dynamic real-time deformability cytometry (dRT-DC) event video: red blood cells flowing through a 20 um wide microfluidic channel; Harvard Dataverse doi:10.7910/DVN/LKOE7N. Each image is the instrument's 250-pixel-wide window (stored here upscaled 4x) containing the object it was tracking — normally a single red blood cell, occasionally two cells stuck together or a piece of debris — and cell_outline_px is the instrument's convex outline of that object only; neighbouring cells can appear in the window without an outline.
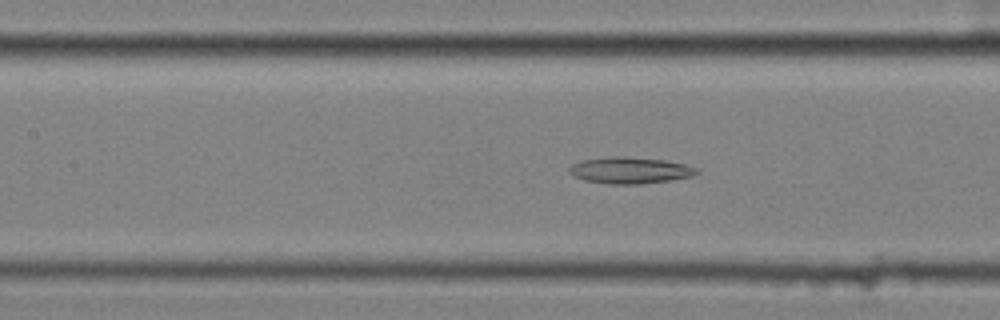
{"species": "common noctule bat (a hibernating species)", "species_latin": "Nyctalus noctula", "temperature_condition": "cold", "stored_images_in_passage": 57, "camera_frame_rate_fps": 3000, "um_per_image_px": 0.085, "animal": {"sex": "female", "body_mass_g": 25.1}, "frame": {"image": 1, "passage_image": 25, "time_ms": 8.0, "image_size_px": [1000, 320], "cell_outline_px": [[700, 172], [692, 176], [668, 180], [640, 184], [608, 184], [584, 180], [572, 176], [568, 172], [568, 168], [572, 164], [584, 160], [608, 156], [624, 156], [664, 160], [684, 164], [700, 168]], "centroid_in_image_um": [53.53, 14.47], "position_along_channel_um": 153.9, "area_um2": 19.77}}
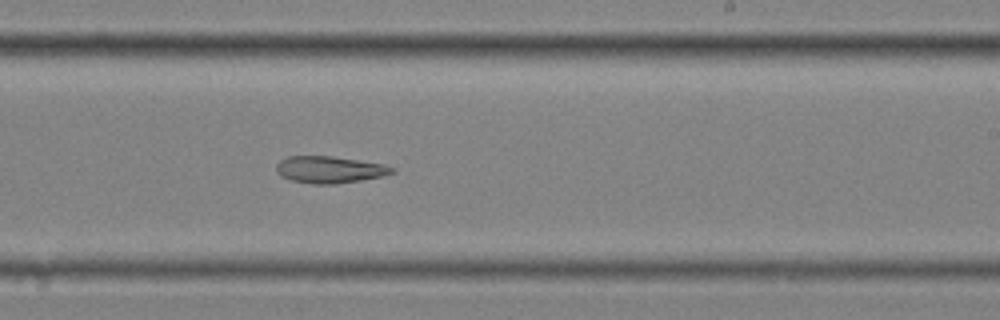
{"frame": {"image": 2, "passage_image": 34, "time_ms": 11.0, "image_size_px": [1000, 320], "cell_outline_px": [[396, 172], [384, 176], [336, 184], [312, 184], [292, 180], [280, 176], [276, 172], [276, 164], [280, 160], [288, 156], [332, 156], [384, 164], [396, 168]], "centroid_in_image_um": [28.03, 14.42], "position_along_channel_um": 261.0, "area_um2": 18.26}}
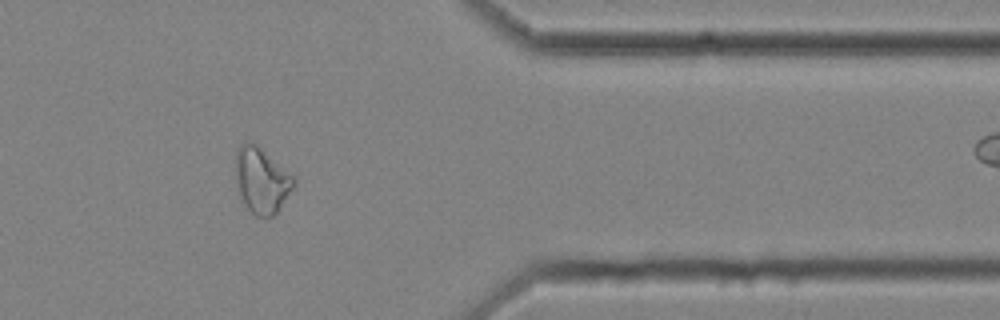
{"frame": {"image": 3, "passage_image": 46, "time_ms": 15.0, "image_size_px": [1000, 320], "cell_outline_px": [[296, 184], [276, 212], [272, 216], [256, 216], [244, 204], [236, 188], [236, 152], [240, 144], [252, 140], [296, 176]], "centroid_in_image_um": [22.24, 15.28], "position_along_channel_um": 389.2, "area_um2": 22.48}}